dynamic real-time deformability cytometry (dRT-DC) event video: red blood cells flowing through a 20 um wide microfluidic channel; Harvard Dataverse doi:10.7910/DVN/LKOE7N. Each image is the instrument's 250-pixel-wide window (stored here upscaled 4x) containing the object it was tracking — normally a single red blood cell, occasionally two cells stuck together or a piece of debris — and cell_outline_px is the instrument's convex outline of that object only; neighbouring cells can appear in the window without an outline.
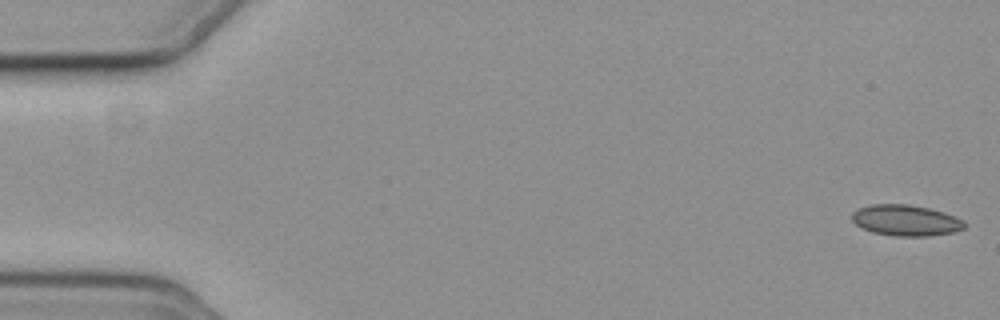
{"species": "common noctule bat (a hibernating species)", "species_latin": "Nyctalus noctula", "temperature_condition": "cold", "stored_images_in_passage": 50, "camera_frame_rate_fps": 3000, "um_per_image_px": 0.085, "animal": {"sex": "female", "body_mass_g": 19.3, "forearm_length_mm": 54.1}, "frame": {"image": 1, "passage_image": 1, "time_ms": 0.0, "image_size_px": [1000, 320], "cell_outline_px": [[964, 228], [952, 232], [928, 236], [896, 236], [872, 232], [856, 224], [852, 220], [852, 212], [856, 208], [868, 204], [908, 204], [928, 208], [944, 212], [956, 216], [964, 220]], "centroid_in_image_um": [76.97, 18.71], "position_along_channel_um": 8.0, "area_um2": 20.35}}
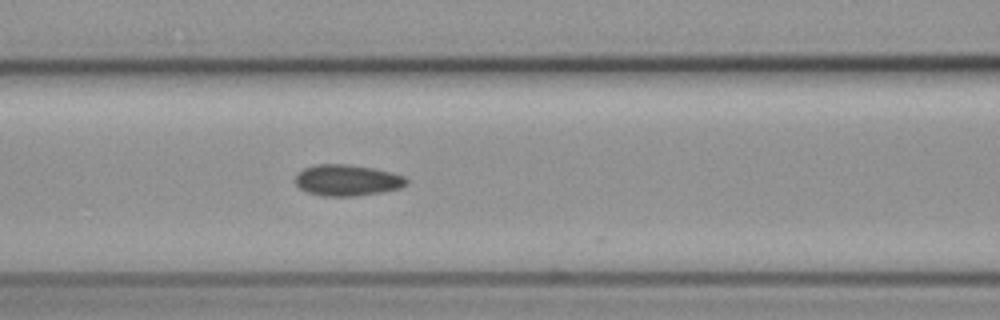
{"frame": {"image": 2, "passage_image": 24, "time_ms": 7.667, "image_size_px": [1000, 320], "cell_outline_px": [[408, 184], [400, 188], [380, 192], [352, 196], [320, 196], [308, 192], [300, 188], [296, 184], [296, 176], [304, 168], [316, 164], [348, 164], [372, 168], [392, 172], [404, 176], [408, 180]], "centroid_in_image_um": [29.52, 15.32], "position_along_channel_um": 137.1, "area_um2": 20.11}}
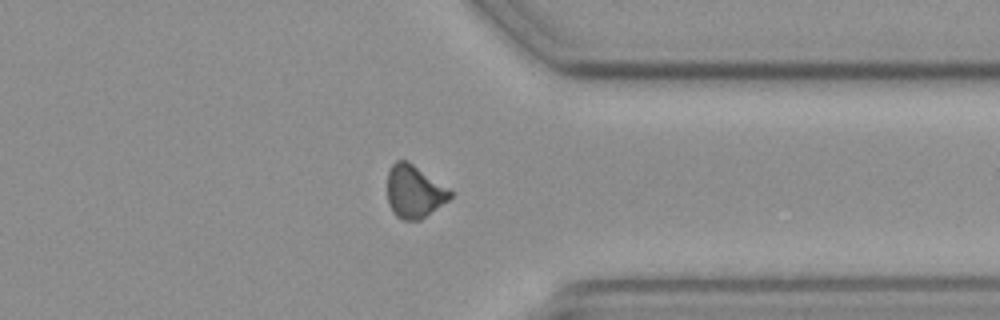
{"frame": {"image": 3, "passage_image": 44, "time_ms": 14.333, "image_size_px": [1000, 320], "cell_outline_px": [[452, 196], [448, 200], [420, 220], [400, 220], [392, 212], [388, 204], [388, 172], [392, 164], [396, 160], [408, 160], [448, 188], [452, 192]], "centroid_in_image_um": [35.18, 16.28], "position_along_channel_um": 376.2, "area_um2": 19.31}, "authors_computed_cell_mechanics": {"area_um2": 20.0277, "velocity_mm_per_s": 3.6657, "shape_relaxation_time_tau1_ms": 9.9519, "shape_relaxation_time_tau2_ms": 5.9833, "deformation_change_tau1": 0.0715, "deformation_change_tau2": 0.1005}}